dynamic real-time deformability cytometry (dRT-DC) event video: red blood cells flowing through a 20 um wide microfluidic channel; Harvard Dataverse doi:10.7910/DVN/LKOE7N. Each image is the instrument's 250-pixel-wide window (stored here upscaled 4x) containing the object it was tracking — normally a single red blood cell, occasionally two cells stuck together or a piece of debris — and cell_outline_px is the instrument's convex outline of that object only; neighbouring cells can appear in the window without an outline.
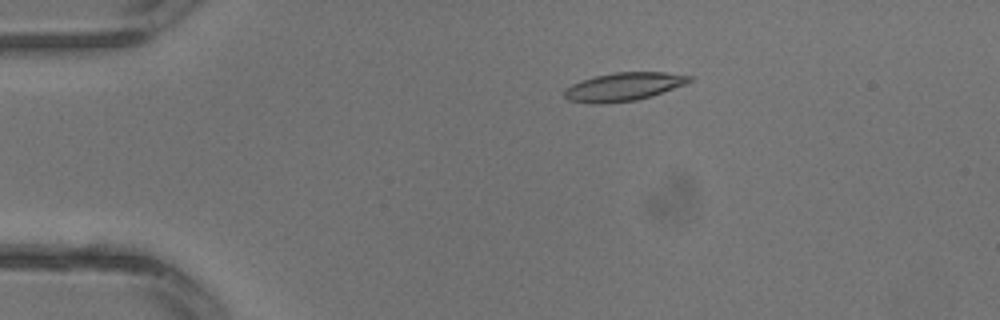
{"species": "common noctule bat (a hibernating species)", "species_latin": "Nyctalus noctula", "temperature_condition": "warm", "stored_images_in_passage": 2, "camera_frame_rate_fps": 3000, "um_per_image_px": 0.085, "animal": {"sex": "male", "body_mass_g": 13.3}, "frame": {"image": 1, "passage_image": 1, "time_ms": 0.0, "image_size_px": [1000, 320], "cell_outline_px": [[692, 80], [684, 84], [652, 96], [636, 100], [604, 104], [588, 104], [568, 100], [564, 96], [564, 92], [572, 84], [580, 80], [596, 76], [616, 72], [664, 72], [692, 76]], "centroid_in_image_um": [52.98, 7.38], "position_along_channel_um": 32.0, "area_um2": 20.58}}
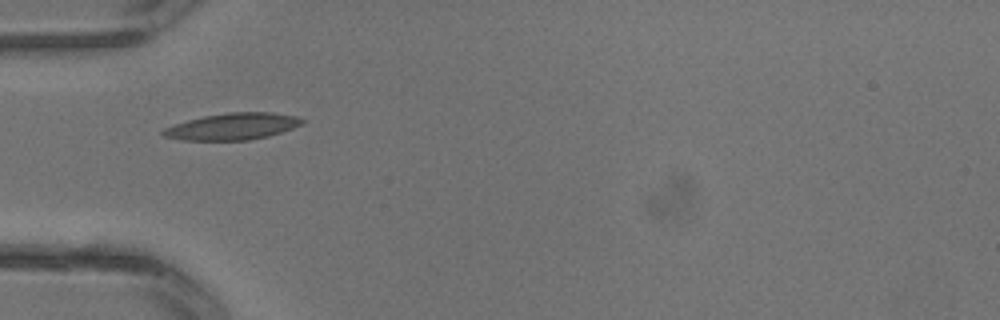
{"frame": {"image": 2, "passage_image": 2, "time_ms": 0.333, "image_size_px": [1000, 320], "cell_outline_px": [[304, 124], [268, 136], [248, 140], [180, 140], [164, 136], [160, 132], [164, 128], [188, 120], [204, 116], [232, 112], [272, 112], [296, 116], [304, 120]], "centroid_in_image_um": [19.78, 10.75], "position_along_channel_um": 65.2, "area_um2": 21.44}}